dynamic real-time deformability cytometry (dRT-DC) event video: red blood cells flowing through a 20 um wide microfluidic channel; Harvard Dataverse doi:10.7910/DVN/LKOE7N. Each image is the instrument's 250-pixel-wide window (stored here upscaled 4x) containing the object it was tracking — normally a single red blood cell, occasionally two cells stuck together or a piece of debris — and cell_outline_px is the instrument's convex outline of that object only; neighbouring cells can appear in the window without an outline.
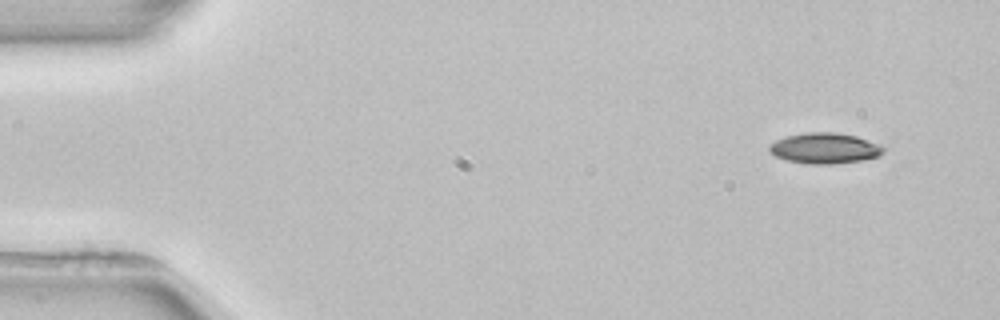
{"species": "common noctule bat (a hibernating species)", "species_latin": "Nyctalus noctula", "temperature_condition": "room temperature", "stored_images_in_passage": 4, "camera_frame_rate_fps": 3000, "um_per_image_px": 0.085, "animal": {"sex": "female", "body_mass_g": 22.7, "forearm_length_mm": 54.2}, "frame": {"image": 1, "passage_image": 1, "time_ms": 0.0, "image_size_px": [1000, 320], "cell_outline_px": [[884, 152], [880, 156], [864, 160], [832, 164], [812, 164], [788, 160], [776, 156], [768, 148], [768, 144], [776, 140], [788, 136], [804, 132], [836, 132], [856, 136], [880, 144], [884, 148]], "centroid_in_image_um": [70.13, 12.59], "position_along_channel_um": 14.9, "area_um2": 20.4}}
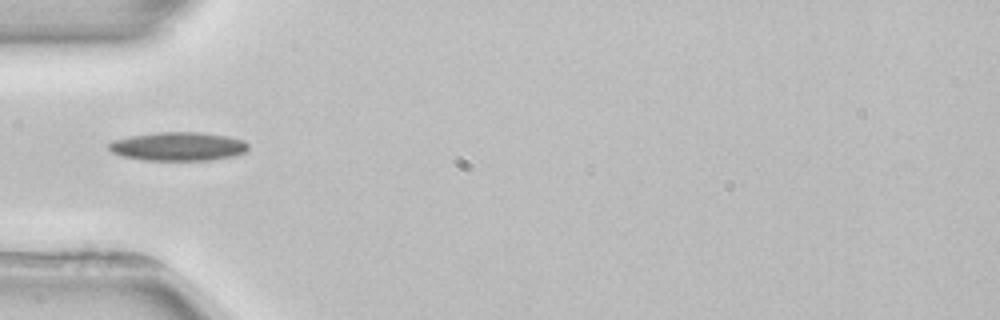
{"frame": {"image": 2, "passage_image": 4, "time_ms": 4.333, "image_size_px": [1000, 320], "cell_outline_px": [[248, 148], [244, 152], [232, 156], [208, 160], [144, 160], [124, 156], [112, 152], [108, 148], [108, 144], [112, 140], [132, 136], [156, 132], [200, 132], [228, 136], [244, 140], [248, 144]], "centroid_in_image_um": [15.14, 12.44], "position_along_channel_um": 69.9, "area_um2": 23.18}}